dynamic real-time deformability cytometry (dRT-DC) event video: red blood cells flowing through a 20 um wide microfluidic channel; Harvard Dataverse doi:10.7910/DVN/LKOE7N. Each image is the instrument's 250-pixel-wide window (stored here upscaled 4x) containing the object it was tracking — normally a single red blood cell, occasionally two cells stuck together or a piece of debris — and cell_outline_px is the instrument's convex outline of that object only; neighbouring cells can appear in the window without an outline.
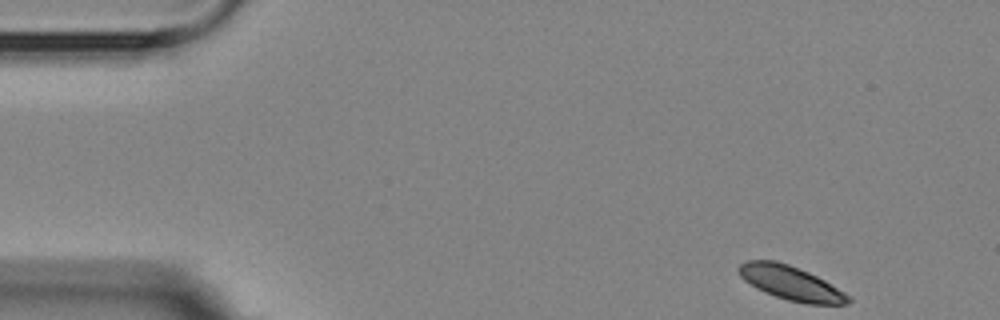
{"species": "Egyptian fruit bat (a non-hibernating species)", "species_latin": "Rousettus aegyptiacus", "temperature_condition": "room temperature", "stored_images_in_passage": 5, "camera_frame_rate_fps": 3000, "um_per_image_px": 0.085, "animal": {"sex": "female"}, "frame": {"image": 1, "passage_image": 1, "time_ms": 0.0, "image_size_px": [1000, 320], "cell_outline_px": [[852, 300], [848, 304], [804, 304], [788, 300], [764, 292], [756, 288], [744, 280], [740, 276], [736, 268], [740, 264], [748, 260], [776, 260], [788, 264], [808, 272], [824, 280], [844, 292]], "centroid_in_image_um": [67.19, 24.05], "position_along_channel_um": 17.8, "area_um2": 21.68}}